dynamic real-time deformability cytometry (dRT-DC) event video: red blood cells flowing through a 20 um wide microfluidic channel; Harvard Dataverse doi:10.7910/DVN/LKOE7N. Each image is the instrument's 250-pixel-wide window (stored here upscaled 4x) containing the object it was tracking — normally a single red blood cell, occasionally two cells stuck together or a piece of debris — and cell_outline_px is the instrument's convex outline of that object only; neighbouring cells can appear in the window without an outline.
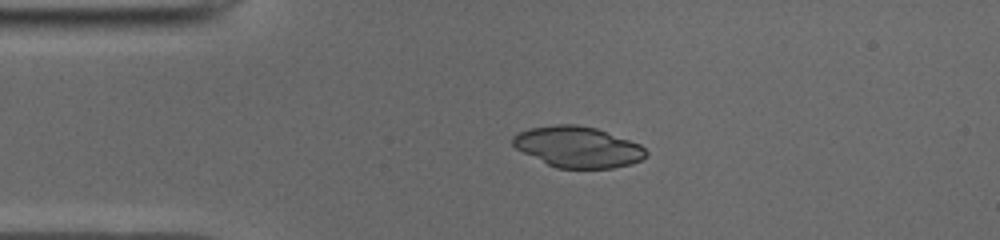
{"species": "common noctule bat (a hibernating species)", "species_latin": "Nyctalus noctula", "temperature_condition": "cold", "stored_images_in_passage": 40, "camera_frame_rate_fps": 3000, "um_per_image_px": 0.085, "animal": {"sex": "male", "body_mass_g": 19.0, "forearm_length_mm": 50.8}, "frame": {"image": 1, "passage_image": 1, "time_ms": 0.0, "image_size_px": [1000, 240], "cell_outline_px": [[648, 156], [632, 164], [612, 168], [556, 168], [516, 148], [512, 144], [512, 136], [528, 128], [556, 124], [576, 124], [596, 128], [640, 144], [648, 152]], "centroid_in_image_um": [49.13, 12.49], "position_along_channel_um": 35.9, "area_um2": 31.67}}